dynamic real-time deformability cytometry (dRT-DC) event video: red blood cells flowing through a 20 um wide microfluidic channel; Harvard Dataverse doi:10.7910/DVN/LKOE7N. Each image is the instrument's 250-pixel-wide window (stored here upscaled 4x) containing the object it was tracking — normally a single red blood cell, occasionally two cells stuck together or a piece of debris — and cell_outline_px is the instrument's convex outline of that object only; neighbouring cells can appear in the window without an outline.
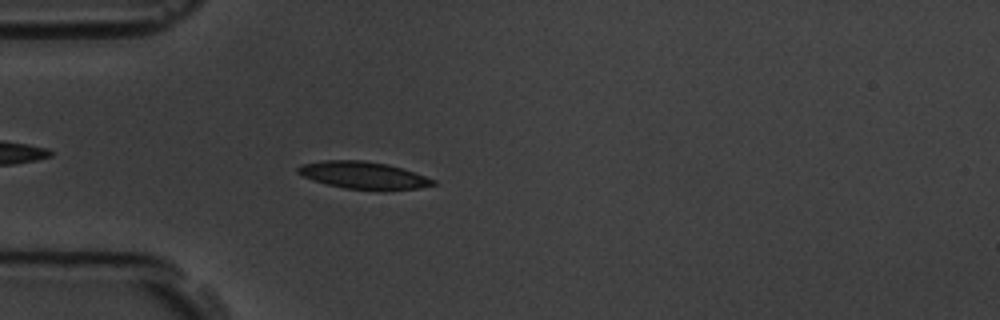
{"species": "common noctule bat (a hibernating species)", "species_latin": "Nyctalus noctula", "temperature_condition": "room temperature", "stored_images_in_passage": 56, "camera_frame_rate_fps": 3000, "um_per_image_px": 0.085, "animal": {"sex": "male", "body_mass_g": 19.5, "forearm_length_mm": 54.6}, "frame": {"image": 1, "passage_image": 16, "time_ms": 5.0, "image_size_px": [1000, 320], "cell_outline_px": [[436, 184], [420, 188], [344, 188], [312, 180], [296, 172], [296, 168], [300, 164], [324, 160], [364, 160], [388, 164], [436, 180]], "centroid_in_image_um": [30.81, 14.86], "position_along_channel_um": 54.2, "area_um2": 20.75}}
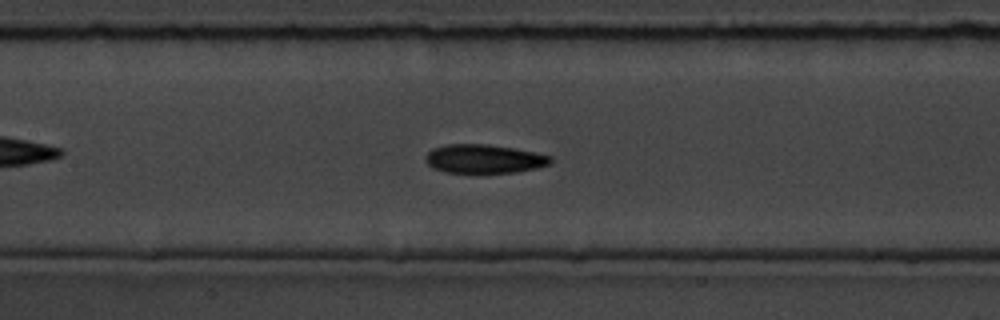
{"frame": {"image": 2, "passage_image": 26, "time_ms": 8.333, "image_size_px": [1000, 320], "cell_outline_px": [[552, 160], [548, 164], [536, 168], [516, 172], [480, 176], [444, 172], [432, 168], [424, 160], [424, 156], [432, 148], [448, 144], [488, 144], [512, 148], [552, 156]], "centroid_in_image_um": [41.07, 13.55], "position_along_channel_um": 166.3, "area_um2": 21.85}}
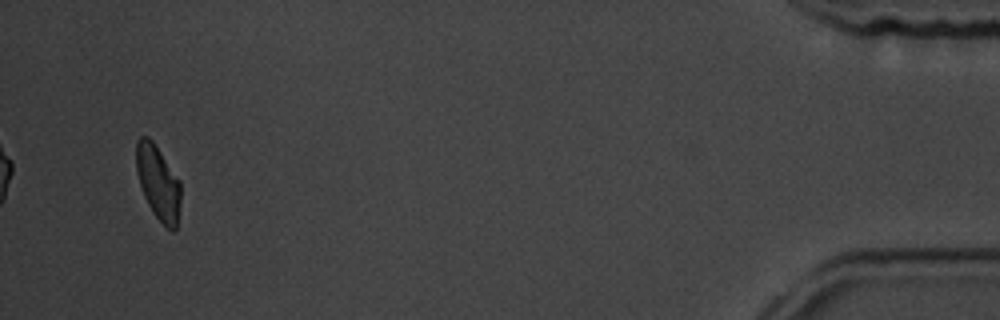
{"frame": {"image": 3, "passage_image": 54, "time_ms": 17.667, "image_size_px": [1000, 320], "cell_outline_px": [[180, 200], [176, 228], [172, 232], [152, 212], [144, 196], [136, 172], [136, 140], [140, 136], [148, 136], [152, 140], [180, 180]], "centroid_in_image_um": [13.43, 15.49], "position_along_channel_um": 421.8, "area_um2": 19.13}, "authors_computed_cell_mechanics": {"area_um2": 20.3456, "velocity_mm_per_s": 3.5975, "shape_relaxation_time_tau1_ms": 2.3438, "shape_relaxation_time_tau2_ms": 5.3864, "deformation_change_tau1": 0.1234, "deformation_change_tau2": 0.1241}}